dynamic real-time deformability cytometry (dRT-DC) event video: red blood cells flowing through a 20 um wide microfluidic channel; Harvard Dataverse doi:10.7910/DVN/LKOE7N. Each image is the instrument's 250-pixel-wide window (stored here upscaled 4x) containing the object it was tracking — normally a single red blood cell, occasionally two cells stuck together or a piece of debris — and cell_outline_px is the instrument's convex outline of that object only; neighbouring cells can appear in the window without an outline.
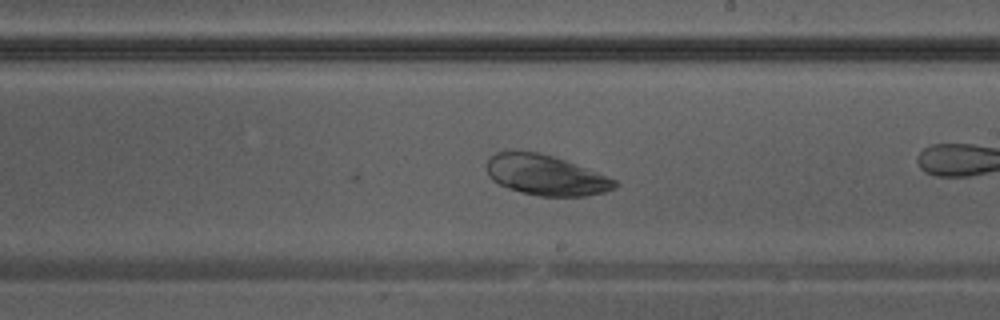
{"species": "Egyptian fruit bat (a non-hibernating species)", "species_latin": "Rousettus aegyptiacus", "temperature_condition": "warm", "stored_images_in_passage": 12, "camera_frame_rate_fps": 3000, "um_per_image_px": 0.085, "animal": {"sex": "male"}, "frame": {"image": 1, "passage_image": 12, "time_ms": 3.667, "image_size_px": [1000, 320], "cell_outline_px": [[620, 184], [616, 188], [604, 192], [584, 196], [540, 196], [508, 188], [492, 180], [488, 176], [488, 156], [496, 152], [540, 152], [564, 160], [616, 180]], "centroid_in_image_um": [46.39, 14.89], "position_along_channel_um": 242.6, "area_um2": 29.59}}